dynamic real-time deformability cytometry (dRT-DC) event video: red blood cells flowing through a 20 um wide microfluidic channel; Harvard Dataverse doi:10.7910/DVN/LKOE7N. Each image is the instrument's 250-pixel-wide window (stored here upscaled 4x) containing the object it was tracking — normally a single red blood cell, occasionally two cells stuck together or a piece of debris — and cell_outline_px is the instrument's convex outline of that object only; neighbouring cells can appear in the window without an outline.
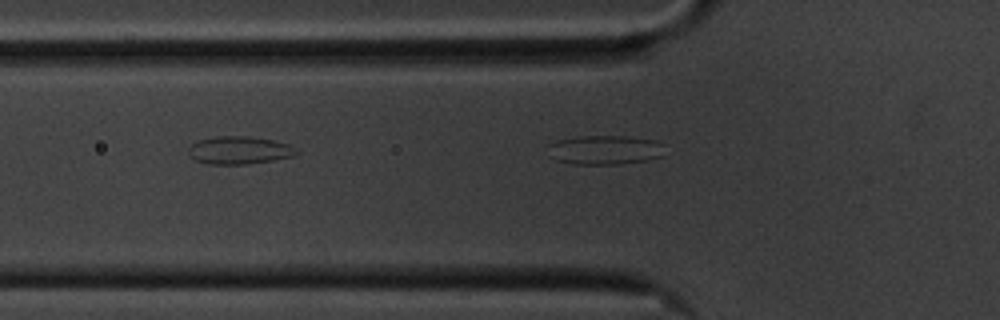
{"species": "common noctule bat (a hibernating species)", "species_latin": "Nyctalus noctula", "temperature_condition": "cold", "stored_images_in_passage": 17, "segment_of_instrument_passage": [2, 2], "camera_frame_rate_fps": 3000, "um_per_image_px": 0.085, "animal": {"sex": "male", "body_mass_g": 20.1, "forearm_length_mm": 53.5}, "frame": {"image": 1, "passage_image": 17, "time_ms": 5.333, "image_size_px": [1000, 320], "cell_outline_px": [[664, 156], [648, 160], [620, 164], [572, 164], [556, 160], [548, 156], [548, 144], [556, 140], [580, 136], [628, 136], [656, 140], [664, 144]], "centroid_in_image_um": [51.42, 12.74], "position_along_channel_um": 74.4, "area_um2": 20.35}}